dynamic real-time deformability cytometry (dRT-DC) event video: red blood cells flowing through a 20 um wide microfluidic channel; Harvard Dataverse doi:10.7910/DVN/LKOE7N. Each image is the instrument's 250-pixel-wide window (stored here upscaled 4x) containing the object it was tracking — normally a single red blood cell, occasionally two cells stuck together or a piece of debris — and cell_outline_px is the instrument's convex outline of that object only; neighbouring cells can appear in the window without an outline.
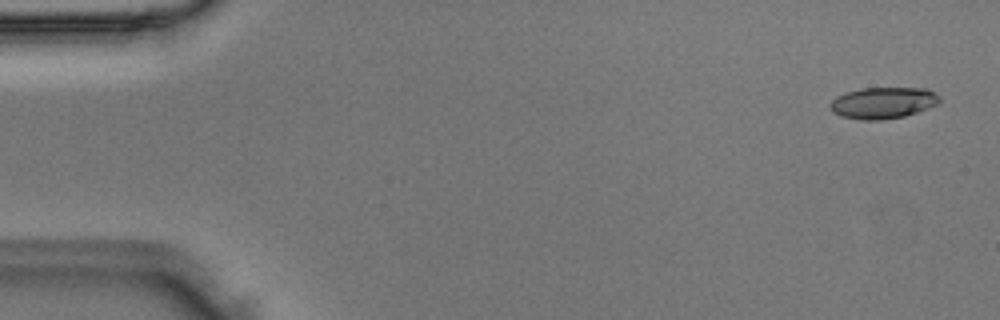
{"species": "Egyptian fruit bat (a non-hibernating species)", "species_latin": "Rousettus aegyptiacus", "temperature_condition": "room temperature", "stored_images_in_passage": 9, "camera_frame_rate_fps": 3000, "um_per_image_px": 0.085, "animal": {"sex": "male"}, "frame": {"image": 1, "passage_image": 2, "time_ms": 0.333, "image_size_px": [1000, 320], "cell_outline_px": [[940, 104], [904, 116], [880, 120], [860, 120], [840, 116], [832, 112], [828, 104], [836, 96], [844, 92], [860, 88], [928, 88], [940, 96]], "centroid_in_image_um": [75.04, 8.74], "position_along_channel_um": 10.0, "area_um2": 20.35}}